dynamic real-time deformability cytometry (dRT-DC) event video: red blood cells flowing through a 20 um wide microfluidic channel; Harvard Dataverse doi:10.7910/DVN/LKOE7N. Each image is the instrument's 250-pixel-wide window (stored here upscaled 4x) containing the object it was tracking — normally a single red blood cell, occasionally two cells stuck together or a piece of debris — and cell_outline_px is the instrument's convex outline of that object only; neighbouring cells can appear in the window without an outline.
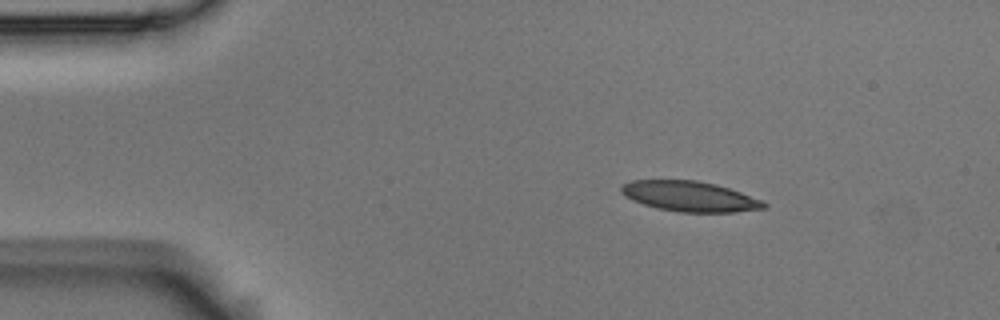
{"species": "Egyptian fruit bat (a non-hibernating species)", "species_latin": "Rousettus aegyptiacus", "temperature_condition": "room temperature", "stored_images_in_passage": 3, "camera_frame_rate_fps": 3000, "um_per_image_px": 0.085, "animal": {"sex": "male"}, "frame": {"image": 1, "passage_image": 1, "time_ms": 0.0, "image_size_px": [1000, 320], "cell_outline_px": [[768, 204], [764, 208], [736, 212], [680, 212], [656, 208], [632, 200], [624, 196], [620, 192], [620, 184], [632, 180], [696, 180], [716, 184], [764, 200]], "centroid_in_image_um": [58.6, 16.69], "position_along_channel_um": 26.4, "area_um2": 25.32}}